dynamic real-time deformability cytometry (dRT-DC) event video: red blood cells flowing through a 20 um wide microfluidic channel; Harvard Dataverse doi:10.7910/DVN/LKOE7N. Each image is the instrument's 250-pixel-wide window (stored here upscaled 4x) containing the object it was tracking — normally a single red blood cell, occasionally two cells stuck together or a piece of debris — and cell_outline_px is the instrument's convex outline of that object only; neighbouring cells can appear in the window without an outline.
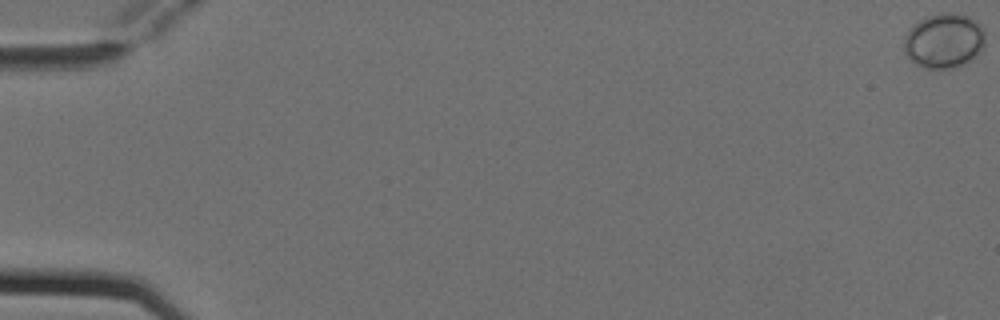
{"species": "Egyptian fruit bat (a non-hibernating species)", "species_latin": "Rousettus aegyptiacus", "temperature_condition": "cold", "stored_images_in_passage": 6, "camera_frame_rate_fps": 3000, "um_per_image_px": 0.085, "animal": {"sex": "female"}, "frame": {"image": 1, "passage_image": 1, "time_ms": 0.0, "image_size_px": [1000, 320], "cell_outline_px": [[984, 44], [980, 52], [976, 56], [964, 64], [952, 68], [924, 68], [916, 64], [904, 52], [904, 36], [920, 20], [928, 16], [940, 12], [956, 12], [976, 20], [984, 28]], "centroid_in_image_um": [80.26, 3.45], "position_along_channel_um": 4.7, "area_um2": 25.89}}